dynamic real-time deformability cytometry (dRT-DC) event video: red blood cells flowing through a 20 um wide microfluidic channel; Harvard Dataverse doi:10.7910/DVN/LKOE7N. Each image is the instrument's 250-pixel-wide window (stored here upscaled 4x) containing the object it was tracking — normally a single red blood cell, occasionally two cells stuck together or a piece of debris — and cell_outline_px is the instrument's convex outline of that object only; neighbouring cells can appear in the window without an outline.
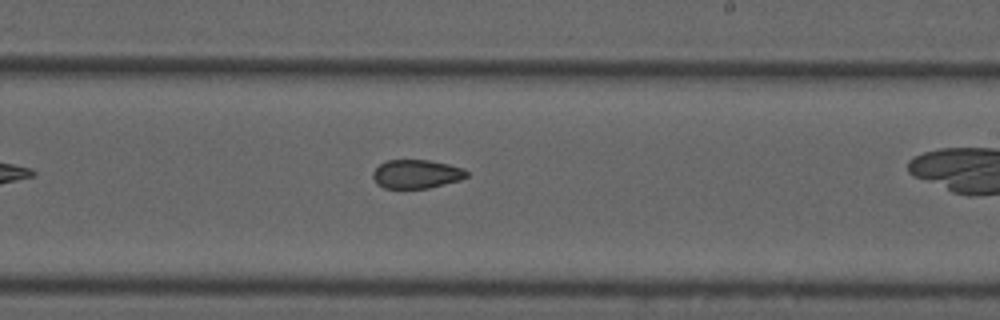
{"species": "common noctule bat (a hibernating species)", "species_latin": "Nyctalus noctula", "temperature_condition": "cold", "stored_images_in_passage": 29, "camera_frame_rate_fps": 3000, "um_per_image_px": 0.085, "animal": {"sex": "male", "forearm_length_mm": 52.5}, "frame": {"image": 1, "passage_image": 18, "time_ms": 5.667, "image_size_px": [1000, 320], "cell_outline_px": [[468, 176], [460, 180], [428, 188], [384, 188], [376, 184], [372, 176], [372, 172], [380, 164], [388, 160], [428, 160], [448, 164], [464, 168], [468, 172]], "centroid_in_image_um": [35.39, 14.79], "position_along_channel_um": 253.6, "area_um2": 15.72}}